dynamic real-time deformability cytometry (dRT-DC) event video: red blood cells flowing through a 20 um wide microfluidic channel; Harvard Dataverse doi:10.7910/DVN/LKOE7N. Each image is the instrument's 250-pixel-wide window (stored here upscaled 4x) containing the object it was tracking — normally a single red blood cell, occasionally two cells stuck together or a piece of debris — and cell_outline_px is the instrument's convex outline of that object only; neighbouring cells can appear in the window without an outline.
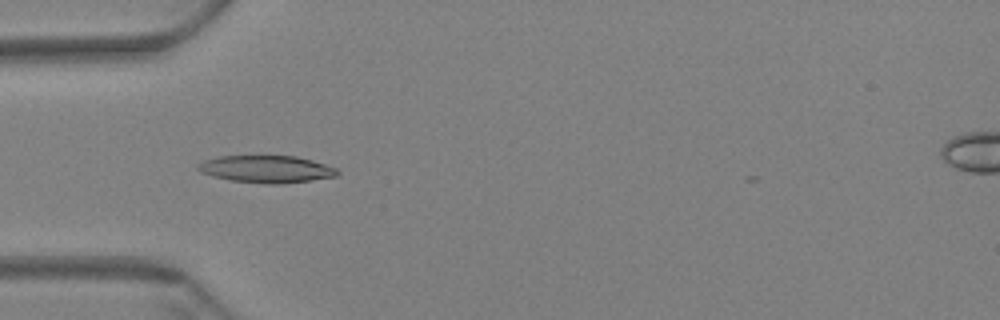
{"species": "Egyptian fruit bat (a non-hibernating species)", "species_latin": "Rousettus aegyptiacus", "temperature_condition": "warm", "stored_images_in_passage": 41, "camera_frame_rate_fps": 3000, "um_per_image_px": 0.085, "animal": {"sex": "female"}, "frame": {"image": 1, "passage_image": 1, "time_ms": 0.0, "image_size_px": [1000, 320], "cell_outline_px": [[340, 172], [336, 176], [280, 184], [268, 184], [228, 180], [212, 176], [200, 172], [196, 168], [196, 164], [204, 160], [220, 156], [296, 156], [312, 160], [336, 168]], "centroid_in_image_um": [22.59, 14.37], "position_along_channel_um": 62.4, "area_um2": 22.08}}
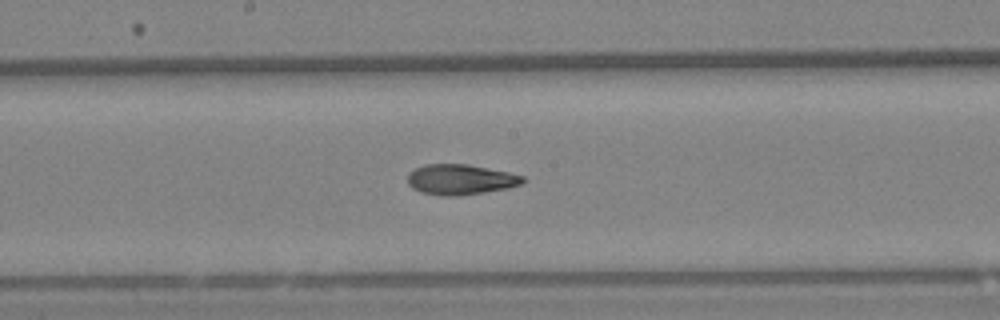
{"frame": {"image": 2, "passage_image": 14, "time_ms": 4.333, "image_size_px": [1000, 320], "cell_outline_px": [[524, 180], [520, 184], [508, 188], [484, 192], [456, 196], [440, 196], [420, 192], [412, 188], [408, 184], [408, 172], [424, 164], [468, 164], [508, 172], [524, 176]], "centroid_in_image_um": [39.1, 15.26], "position_along_channel_um": 209.1, "area_um2": 20.4}}
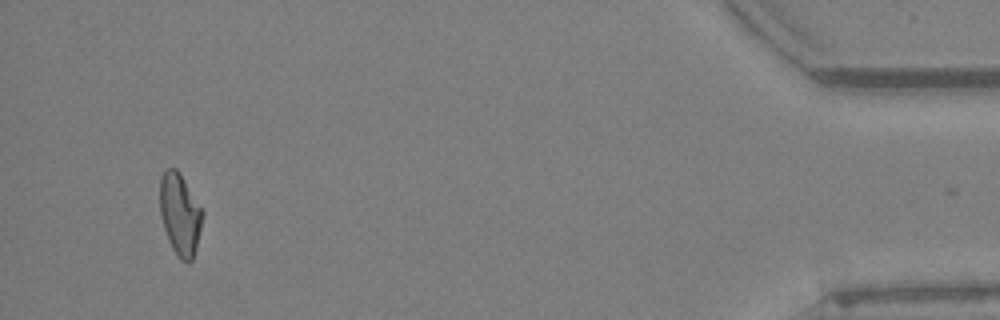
{"frame": {"image": 3, "passage_image": 39, "time_ms": 12.667, "image_size_px": [1000, 320], "cell_outline_px": [[204, 212], [196, 248], [192, 260], [188, 264], [180, 260], [172, 248], [164, 228], [160, 216], [160, 176], [164, 168], [176, 168]], "centroid_in_image_um": [15.28, 18.22], "position_along_channel_um": 419.9, "area_um2": 20.23}, "authors_computed_cell_mechanics": {"area_um2": 20.23, "velocity_mm_per_s": 3.433, "shape_relaxation_time_tau1_ms": null, "shape_relaxation_time_tau2_ms": 3.5861, "deformation_change_tau1": null, "deformation_change_tau2": 0.1021}}